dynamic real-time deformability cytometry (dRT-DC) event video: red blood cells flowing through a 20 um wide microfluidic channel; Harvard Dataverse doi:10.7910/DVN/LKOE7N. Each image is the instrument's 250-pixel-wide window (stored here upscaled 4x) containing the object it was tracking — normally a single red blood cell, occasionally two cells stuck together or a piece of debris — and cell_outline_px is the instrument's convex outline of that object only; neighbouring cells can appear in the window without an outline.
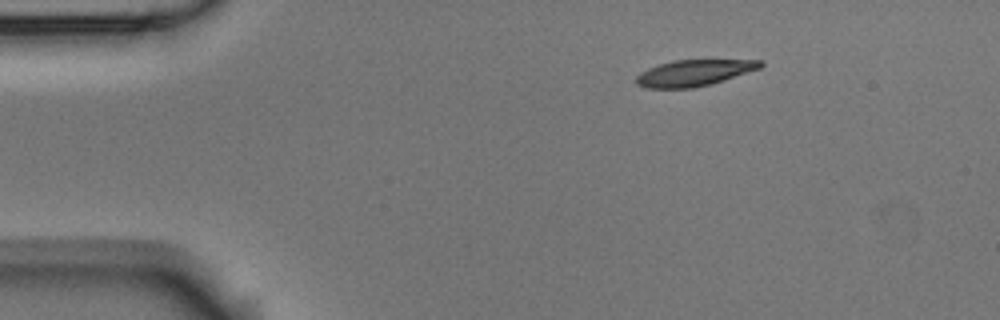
{"species": "Egyptian fruit bat (a non-hibernating species)", "species_latin": "Rousettus aegyptiacus", "temperature_condition": "room temperature", "stored_images_in_passage": 2, "camera_frame_rate_fps": 3000, "um_per_image_px": 0.085, "animal": {"sex": "male"}, "frame": {"image": 1, "passage_image": 1, "time_ms": 0.0, "image_size_px": [1000, 320], "cell_outline_px": [[764, 64], [760, 68], [724, 80], [692, 88], [648, 88], [636, 84], [636, 76], [640, 72], [648, 68], [672, 60], [764, 60]], "centroid_in_image_um": [58.98, 6.19], "position_along_channel_um": 26.0, "area_um2": 18.84}}